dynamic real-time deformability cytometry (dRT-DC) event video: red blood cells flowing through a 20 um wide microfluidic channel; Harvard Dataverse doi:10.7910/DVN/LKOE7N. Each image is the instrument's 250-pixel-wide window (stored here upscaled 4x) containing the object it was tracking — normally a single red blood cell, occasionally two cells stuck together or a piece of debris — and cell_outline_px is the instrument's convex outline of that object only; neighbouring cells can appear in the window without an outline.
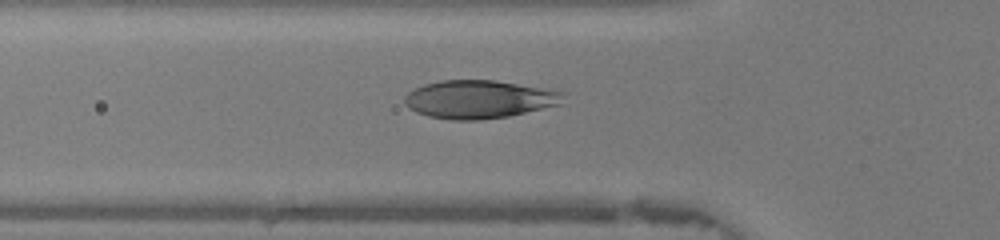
{"species": "human", "species_latin": "Homo sapiens", "temperature_condition": "warm", "stored_images_in_passage": 17, "camera_frame_rate_fps": 3000, "um_per_image_px": 0.085, "donor": {"sex": "female"}, "frame": {"image": 1, "passage_image": 15, "time_ms": 4.667, "image_size_px": [1000, 240], "cell_outline_px": [[568, 92], [564, 104], [508, 116], [480, 120], [452, 120], [428, 116], [416, 112], [408, 108], [404, 104], [404, 96], [408, 92], [424, 84], [440, 80], [492, 80], [560, 88]], "centroid_in_image_um": [40.87, 8.42], "position_along_channel_um": 84.9, "area_um2": 36.36}}
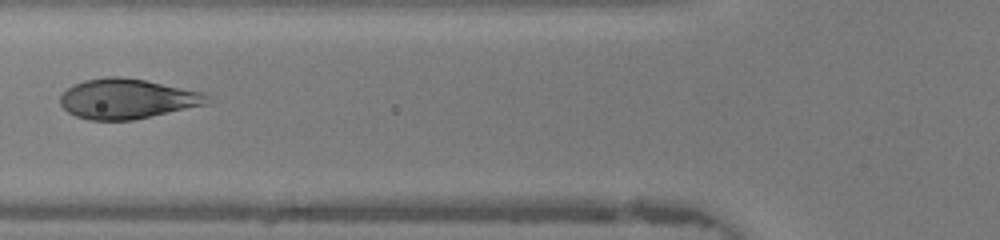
{"frame": {"image": 2, "passage_image": 17, "time_ms": 5.333, "image_size_px": [1000, 240], "cell_outline_px": [[212, 104], [132, 120], [88, 120], [76, 116], [68, 112], [60, 104], [60, 96], [72, 84], [84, 80], [108, 76], [120, 76], [144, 80], [204, 92], [208, 96]], "centroid_in_image_um": [10.84, 8.4], "position_along_channel_um": 115.0, "area_um2": 34.51}}